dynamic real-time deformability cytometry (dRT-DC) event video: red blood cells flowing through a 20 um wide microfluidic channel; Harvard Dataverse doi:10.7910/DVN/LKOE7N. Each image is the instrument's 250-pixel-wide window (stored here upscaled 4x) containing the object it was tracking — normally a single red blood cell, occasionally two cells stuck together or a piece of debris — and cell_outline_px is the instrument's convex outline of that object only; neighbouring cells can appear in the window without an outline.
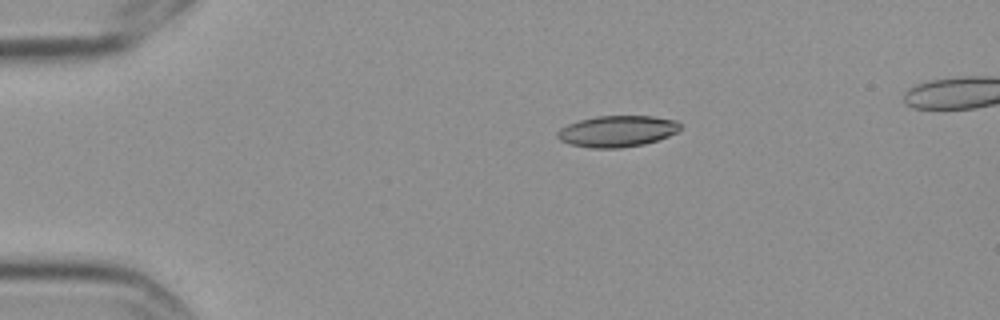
{"species": "Egyptian fruit bat (a non-hibernating species)", "species_latin": "Rousettus aegyptiacus", "temperature_condition": "cold", "stored_images_in_passage": 9, "camera_frame_rate_fps": 3000, "um_per_image_px": 0.085, "frame": {"image": 1, "passage_image": 1, "time_ms": 0.0, "image_size_px": [1000, 320], "cell_outline_px": [[680, 128], [676, 132], [668, 136], [644, 144], [620, 148], [592, 148], [568, 144], [560, 140], [556, 136], [556, 132], [560, 128], [568, 124], [580, 120], [596, 116], [652, 116], [676, 120], [680, 124]], "centroid_in_image_um": [52.43, 11.15], "position_along_channel_um": 32.6, "area_um2": 22.37}}
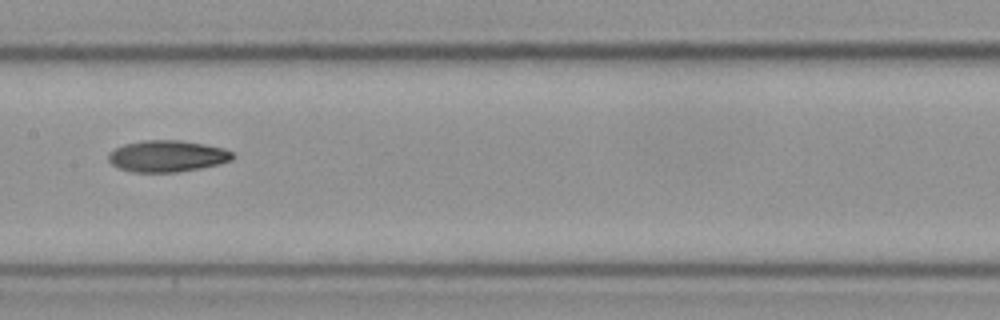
{"frame": {"image": 2, "passage_image": 6, "time_ms": 1.667, "image_size_px": [1000, 320], "cell_outline_px": [[236, 156], [232, 160], [220, 164], [200, 168], [176, 172], [132, 172], [120, 168], [112, 164], [108, 160], [108, 152], [124, 144], [144, 140], [180, 140], [204, 144], [224, 148], [236, 152]], "centroid_in_image_um": [14.26, 13.26], "position_along_channel_um": 193.1, "area_um2": 23.0}}
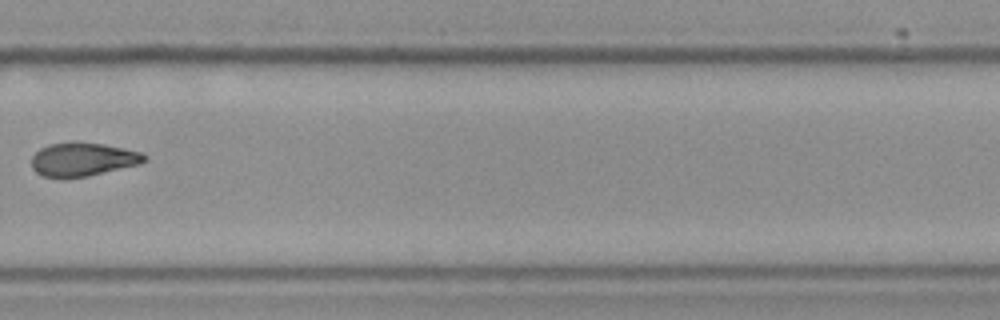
{"frame": {"image": 3, "passage_image": 9, "time_ms": 2.667, "image_size_px": [1000, 320], "cell_outline_px": [[148, 160], [140, 164], [88, 176], [64, 180], [44, 176], [36, 172], [32, 168], [32, 156], [40, 148], [48, 144], [72, 140], [76, 140], [104, 144], [124, 148], [140, 152], [148, 156]], "centroid_in_image_um": [7.02, 13.54], "position_along_channel_um": 322.8, "area_um2": 22.83}}